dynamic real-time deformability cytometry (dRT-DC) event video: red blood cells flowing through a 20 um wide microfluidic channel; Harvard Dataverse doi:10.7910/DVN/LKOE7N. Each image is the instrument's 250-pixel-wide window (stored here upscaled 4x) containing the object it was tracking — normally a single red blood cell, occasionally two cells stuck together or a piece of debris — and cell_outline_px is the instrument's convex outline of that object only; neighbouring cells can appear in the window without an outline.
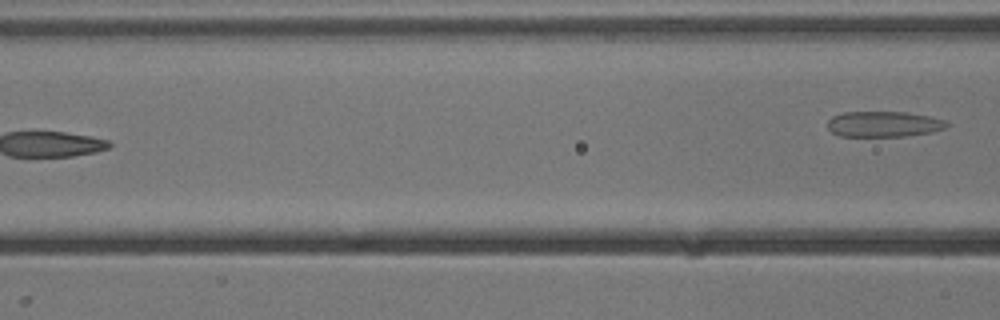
{"species": "common noctule bat (a hibernating species)", "species_latin": "Nyctalus noctula", "temperature_condition": "cold", "stored_images_in_passage": 7, "camera_frame_rate_fps": 3000, "um_per_image_px": 0.085, "animal": {"sex": "male", "body_mass_g": 13.3}, "frame": {"image": 1, "passage_image": 7, "time_ms": 8.0, "image_size_px": [1000, 320], "cell_outline_px": [[948, 124], [944, 128], [932, 132], [904, 136], [840, 136], [832, 132], [828, 128], [828, 120], [832, 116], [844, 112], [908, 112], [932, 116], [944, 120]], "centroid_in_image_um": [75.11, 10.54], "position_along_channel_um": 91.5, "area_um2": 17.8}}